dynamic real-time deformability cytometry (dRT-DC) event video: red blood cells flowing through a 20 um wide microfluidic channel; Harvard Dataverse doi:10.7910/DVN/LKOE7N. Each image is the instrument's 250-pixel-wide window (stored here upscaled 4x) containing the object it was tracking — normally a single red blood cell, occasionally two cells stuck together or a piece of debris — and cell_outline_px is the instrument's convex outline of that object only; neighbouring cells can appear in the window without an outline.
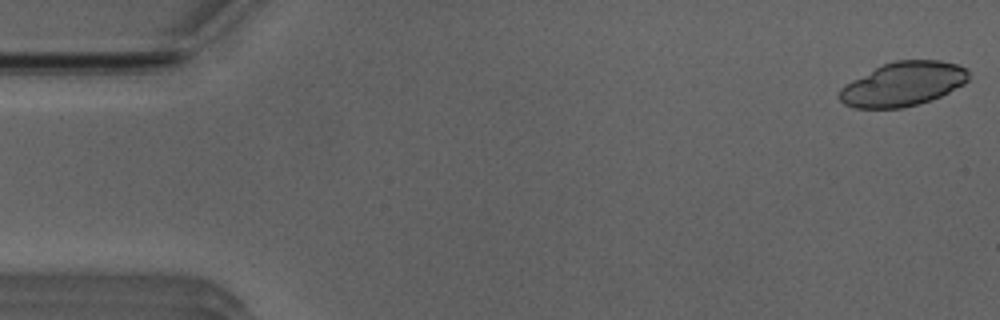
{"species": "Egyptian fruit bat (a non-hibernating species)", "species_latin": "Rousettus aegyptiacus", "temperature_condition": "room temperature", "stored_images_in_passage": 48, "camera_frame_rate_fps": 3000, "um_per_image_px": 0.085, "animal": {"sex": "male"}, "frame": {"image": 1, "passage_image": 1, "time_ms": 0.0, "image_size_px": [1000, 320], "cell_outline_px": [[968, 80], [964, 84], [932, 100], [900, 108], [852, 108], [844, 104], [840, 100], [840, 88], [844, 84], [884, 64], [896, 60], [940, 60], [956, 64], [964, 68], [968, 72]], "centroid_in_image_um": [76.75, 7.15], "position_along_channel_um": 8.3, "area_um2": 32.89}}
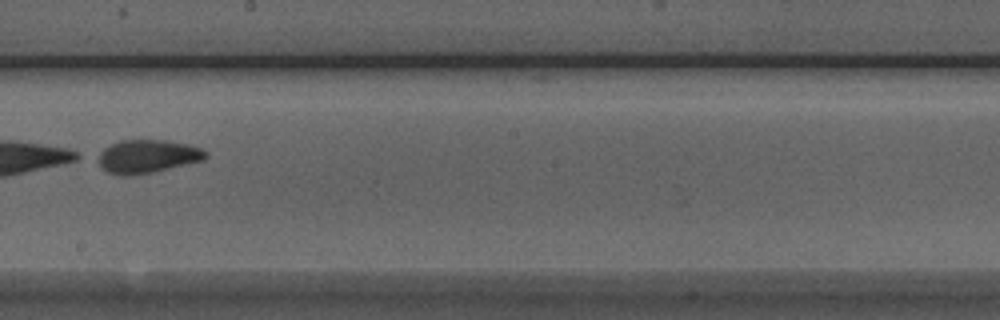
{"frame": {"image": 2, "passage_image": 29, "time_ms": 9.333, "image_size_px": [1000, 320], "cell_outline_px": [[208, 156], [204, 160], [152, 172], [128, 176], [124, 176], [108, 172], [92, 156], [104, 148], [120, 140], [168, 140], [188, 144], [200, 148], [208, 152]], "centroid_in_image_um": [12.5, 13.28], "position_along_channel_um": 235.7, "area_um2": 21.04}}